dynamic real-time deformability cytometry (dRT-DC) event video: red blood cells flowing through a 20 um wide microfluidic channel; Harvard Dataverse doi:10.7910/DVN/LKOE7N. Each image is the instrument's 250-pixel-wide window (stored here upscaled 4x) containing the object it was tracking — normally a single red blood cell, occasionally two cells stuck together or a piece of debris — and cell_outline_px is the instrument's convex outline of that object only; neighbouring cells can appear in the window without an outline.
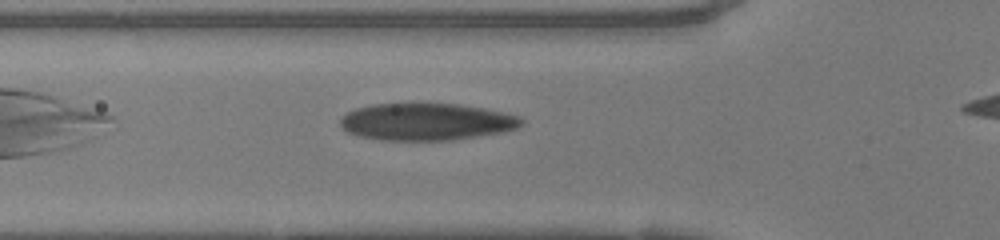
{"species": "human", "species_latin": "Homo sapiens", "temperature_condition": "warm", "stored_images_in_passage": 33, "camera_frame_rate_fps": 3000, "um_per_image_px": 0.085, "donor": {"sex": "female"}, "frame": {"image": 1, "passage_image": 4, "time_ms": 1.0, "image_size_px": [1000, 240], "cell_outline_px": [[524, 124], [516, 128], [504, 132], [456, 140], [380, 140], [356, 136], [348, 132], [340, 124], [340, 120], [348, 112], [356, 108], [372, 104], [456, 104], [480, 108], [520, 116], [524, 120]], "centroid_in_image_um": [36.25, 10.37], "position_along_channel_um": 89.5, "area_um2": 39.07}}
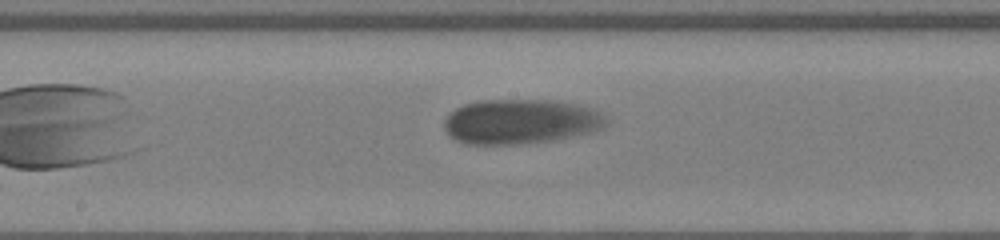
{"frame": {"image": 2, "passage_image": 13, "time_ms": 4.0, "image_size_px": [1000, 240], "cell_outline_px": [[608, 124], [604, 128], [592, 132], [560, 140], [528, 144], [464, 144], [448, 136], [444, 128], [444, 120], [456, 108], [464, 104], [480, 100], [552, 100], [576, 104], [596, 108], [608, 120]], "centroid_in_image_um": [44.3, 10.35], "position_along_channel_um": 203.9, "area_um2": 43.06}}
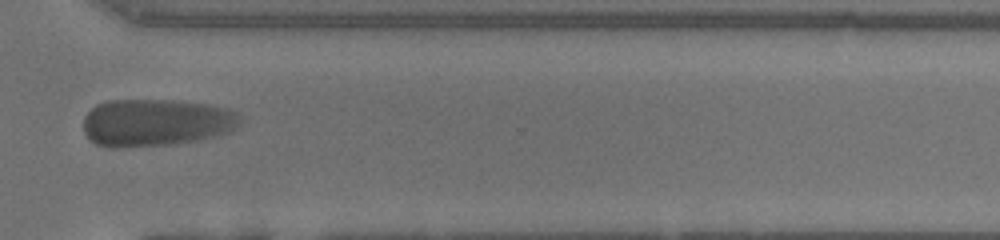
{"frame": {"image": 3, "passage_image": 25, "time_ms": 8.0, "image_size_px": [1000, 240], "cell_outline_px": [[240, 124], [228, 132], [220, 136], [176, 144], [124, 148], [108, 148], [96, 144], [84, 132], [84, 116], [96, 104], [108, 100], [172, 100], [208, 104], [228, 108], [236, 112], [240, 116]], "centroid_in_image_um": [13.26, 10.43], "position_along_channel_um": 357.3, "area_um2": 43.81}, "authors_computed_cell_mechanics": {"area_um2": 42.3096, "velocity_mm_per_s": 3.8254, "shape_relaxation_time_tau1_ms": 1.8001, "shape_relaxation_time_tau2_ms": null, "deformation_change_tau1": 0.0987, "deformation_change_tau2": null}}